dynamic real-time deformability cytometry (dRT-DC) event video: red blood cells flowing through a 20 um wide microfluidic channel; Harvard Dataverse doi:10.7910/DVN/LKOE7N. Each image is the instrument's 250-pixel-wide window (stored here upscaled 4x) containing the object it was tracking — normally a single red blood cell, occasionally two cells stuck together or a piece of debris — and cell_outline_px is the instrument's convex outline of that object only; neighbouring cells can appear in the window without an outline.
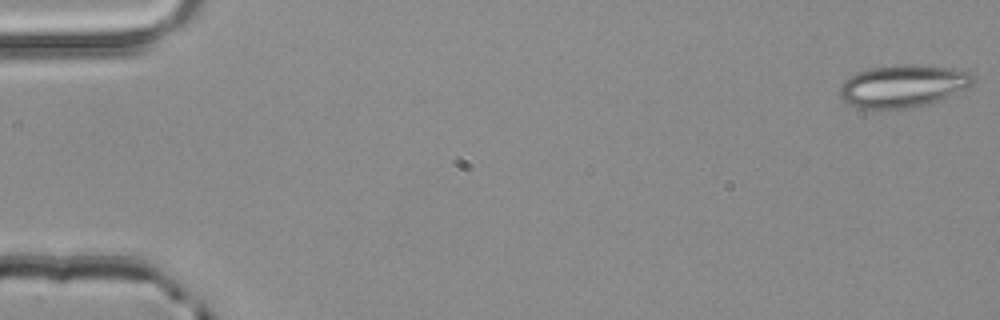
{"species": "common noctule bat (a hibernating species)", "species_latin": "Nyctalus noctula", "temperature_condition": "room temperature", "stored_images_in_passage": 3, "camera_frame_rate_fps": 3000, "um_per_image_px": 0.085, "animal": {"sex": "male", "body_mass_g": 20.4}, "frame": {"image": 1, "passage_image": 1, "time_ms": 0.0, "image_size_px": [1000, 320], "cell_outline_px": [[976, 80], [972, 84], [940, 100], [912, 108], [860, 108], [844, 100], [840, 96], [840, 84], [848, 76], [872, 68], [904, 64], [912, 64], [952, 68], [968, 72]], "centroid_in_image_um": [76.74, 7.3], "position_along_channel_um": 8.3, "area_um2": 32.48}}